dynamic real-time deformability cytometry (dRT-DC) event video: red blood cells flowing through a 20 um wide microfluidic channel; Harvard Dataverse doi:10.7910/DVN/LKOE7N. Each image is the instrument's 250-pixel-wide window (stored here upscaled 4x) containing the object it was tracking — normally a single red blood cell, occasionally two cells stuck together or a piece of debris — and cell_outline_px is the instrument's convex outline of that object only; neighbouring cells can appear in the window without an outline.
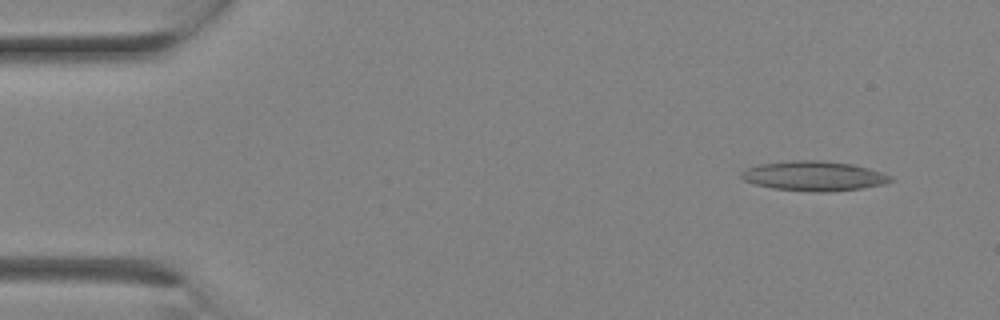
{"species": "Egyptian fruit bat (a non-hibernating species)", "species_latin": "Rousettus aegyptiacus", "temperature_condition": "room temperature", "stored_images_in_passage": 9, "camera_frame_rate_fps": 3000, "um_per_image_px": 0.085, "animal": {"sex": "female"}, "frame": {"image": 1, "passage_image": 2, "time_ms": 0.333, "image_size_px": [1000, 320], "cell_outline_px": [[892, 180], [884, 184], [860, 188], [832, 192], [812, 192], [772, 188], [756, 184], [744, 180], [740, 176], [740, 172], [744, 168], [760, 164], [792, 160], [820, 160], [852, 164], [868, 168], [892, 176]], "centroid_in_image_um": [69.15, 14.96], "position_along_channel_um": 15.9, "area_um2": 25.89}}
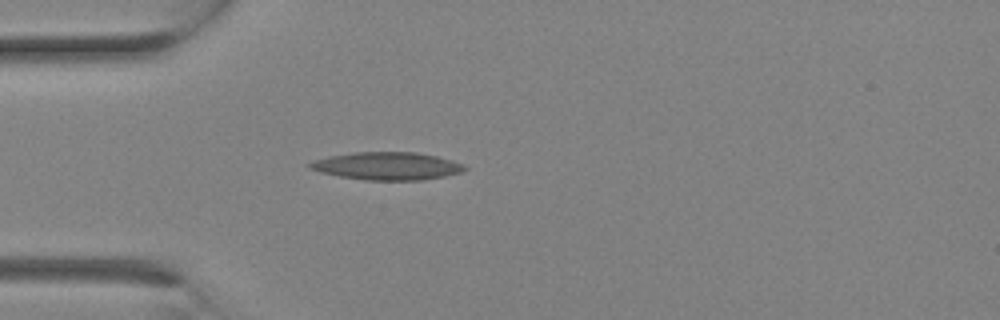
{"frame": {"image": 2, "passage_image": 7, "time_ms": 2.0, "image_size_px": [1000, 320], "cell_outline_px": [[468, 168], [460, 172], [444, 176], [420, 180], [364, 180], [340, 176], [320, 172], [308, 168], [304, 164], [312, 160], [328, 156], [352, 152], [416, 152], [436, 156], [452, 160], [464, 164]], "centroid_in_image_um": [32.84, 14.1], "position_along_channel_um": 52.2, "area_um2": 25.2}}
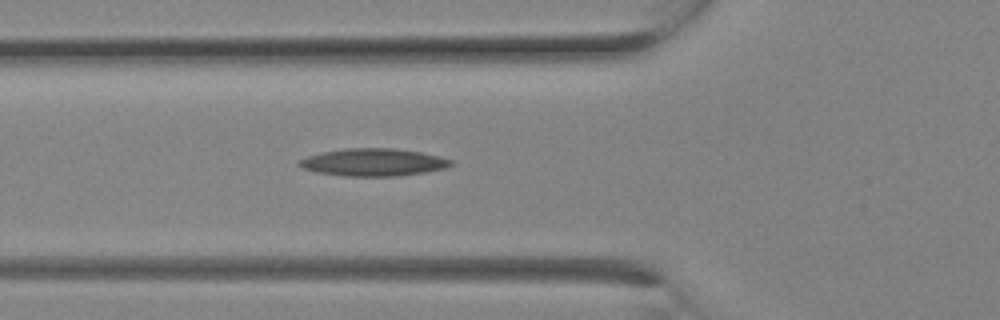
{"frame": {"image": 3, "passage_image": 9, "time_ms": 2.667, "image_size_px": [1000, 320], "cell_outline_px": [[456, 164], [444, 168], [424, 172], [396, 176], [344, 176], [316, 172], [304, 168], [296, 164], [296, 160], [308, 156], [324, 152], [344, 148], [396, 148], [420, 152], [440, 156], [452, 160]], "centroid_in_image_um": [31.73, 13.79], "position_along_channel_um": 94.1, "area_um2": 24.39}}